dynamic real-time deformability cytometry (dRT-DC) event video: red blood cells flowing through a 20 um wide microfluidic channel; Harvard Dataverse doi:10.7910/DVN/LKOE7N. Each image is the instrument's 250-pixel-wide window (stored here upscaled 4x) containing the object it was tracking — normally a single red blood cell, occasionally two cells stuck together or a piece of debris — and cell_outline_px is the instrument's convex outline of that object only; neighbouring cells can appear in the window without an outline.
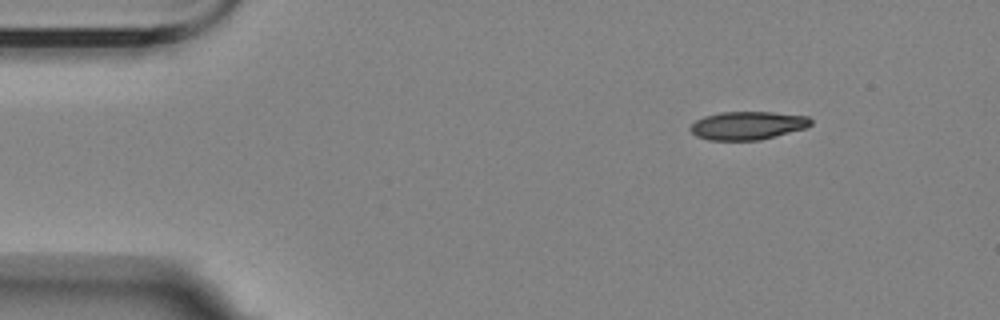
{"species": "Egyptian fruit bat (a non-hibernating species)", "species_latin": "Rousettus aegyptiacus", "temperature_condition": "room temperature", "stored_images_in_passage": 4, "camera_frame_rate_fps": 3000, "um_per_image_px": 0.085, "animal": {"sex": "female"}, "frame": {"image": 1, "passage_image": 4, "time_ms": 3.667, "image_size_px": [1000, 320], "cell_outline_px": [[812, 124], [804, 128], [760, 140], [708, 140], [696, 136], [692, 132], [692, 124], [696, 120], [704, 116], [720, 112], [772, 112], [808, 116], [812, 120]], "centroid_in_image_um": [63.55, 10.66], "position_along_channel_um": 21.5, "area_um2": 19.65}}